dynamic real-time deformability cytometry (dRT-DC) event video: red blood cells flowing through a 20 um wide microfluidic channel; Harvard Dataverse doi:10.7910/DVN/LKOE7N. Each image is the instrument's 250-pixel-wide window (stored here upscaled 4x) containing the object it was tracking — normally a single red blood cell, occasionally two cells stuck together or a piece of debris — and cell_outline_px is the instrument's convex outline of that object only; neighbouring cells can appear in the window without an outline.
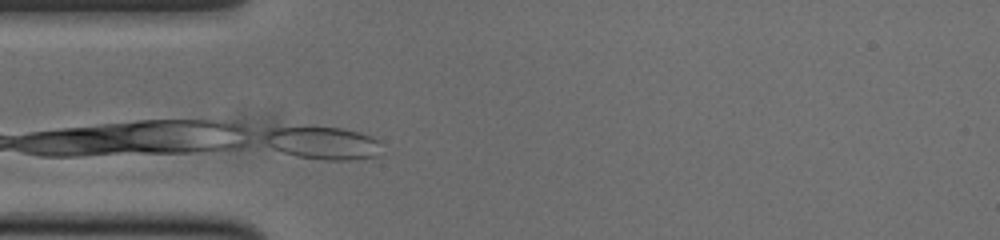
{"species": "common noctule bat (a hibernating species)", "species_latin": "Nyctalus noctula", "temperature_condition": "cold", "stored_images_in_passage": 13, "camera_frame_rate_fps": 3000, "um_per_image_px": 0.085, "animal": {"sex": "male", "body_mass_g": 20.0, "forearm_length_mm": 53.3}, "frame": {"image": 1, "passage_image": 1, "time_ms": 0.0, "image_size_px": [1000, 240], "cell_outline_px": [[376, 156], [348, 160], [324, 160], [296, 156], [284, 152], [268, 144], [264, 140], [264, 132], [272, 128], [344, 128], [360, 132], [372, 136], [376, 140]], "centroid_in_image_um": [27.4, 12.16], "position_along_channel_um": 57.6, "area_um2": 21.5}}
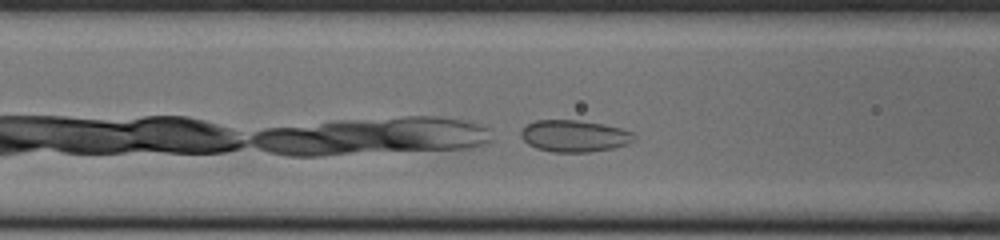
{"frame": {"image": 2, "passage_image": 6, "time_ms": 1.667, "image_size_px": [1000, 240], "cell_outline_px": [[636, 140], [628, 144], [612, 148], [588, 152], [552, 152], [536, 148], [528, 144], [520, 136], [520, 132], [528, 124], [536, 120], [576, 120], [600, 124], [620, 128], [632, 132], [636, 136]], "centroid_in_image_um": [48.82, 11.57], "position_along_channel_um": 117.8, "area_um2": 20.87}}